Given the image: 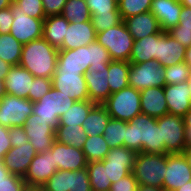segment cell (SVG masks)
Here are the masks:
<instances>
[{"mask_svg":"<svg viewBox=\"0 0 191 191\" xmlns=\"http://www.w3.org/2000/svg\"><path fill=\"white\" fill-rule=\"evenodd\" d=\"M124 147L136 153L167 154L156 118L143 113L126 122Z\"/></svg>","mask_w":191,"mask_h":191,"instance_id":"1","label":"cell"},{"mask_svg":"<svg viewBox=\"0 0 191 191\" xmlns=\"http://www.w3.org/2000/svg\"><path fill=\"white\" fill-rule=\"evenodd\" d=\"M59 49L50 45L43 37L23 45L19 65L34 77L50 78L57 67Z\"/></svg>","mask_w":191,"mask_h":191,"instance_id":"2","label":"cell"},{"mask_svg":"<svg viewBox=\"0 0 191 191\" xmlns=\"http://www.w3.org/2000/svg\"><path fill=\"white\" fill-rule=\"evenodd\" d=\"M167 164V154L138 152L135 157L132 174L138 185L162 189Z\"/></svg>","mask_w":191,"mask_h":191,"instance_id":"3","label":"cell"},{"mask_svg":"<svg viewBox=\"0 0 191 191\" xmlns=\"http://www.w3.org/2000/svg\"><path fill=\"white\" fill-rule=\"evenodd\" d=\"M113 119L130 122L142 113L140 106V91L128 86L111 93L102 104Z\"/></svg>","mask_w":191,"mask_h":191,"instance_id":"4","label":"cell"},{"mask_svg":"<svg viewBox=\"0 0 191 191\" xmlns=\"http://www.w3.org/2000/svg\"><path fill=\"white\" fill-rule=\"evenodd\" d=\"M96 41L108 50L111 60L129 62L134 38L128 31L124 21L103 32L97 33Z\"/></svg>","mask_w":191,"mask_h":191,"instance_id":"5","label":"cell"},{"mask_svg":"<svg viewBox=\"0 0 191 191\" xmlns=\"http://www.w3.org/2000/svg\"><path fill=\"white\" fill-rule=\"evenodd\" d=\"M74 102L75 100L71 99L69 95L52 87L47 94L33 102V114L46 120L47 124L55 130L59 126L60 117L69 110Z\"/></svg>","mask_w":191,"mask_h":191,"instance_id":"6","label":"cell"},{"mask_svg":"<svg viewBox=\"0 0 191 191\" xmlns=\"http://www.w3.org/2000/svg\"><path fill=\"white\" fill-rule=\"evenodd\" d=\"M129 86L142 91L151 87H164V67L155 59L142 63H130L128 73Z\"/></svg>","mask_w":191,"mask_h":191,"instance_id":"7","label":"cell"},{"mask_svg":"<svg viewBox=\"0 0 191 191\" xmlns=\"http://www.w3.org/2000/svg\"><path fill=\"white\" fill-rule=\"evenodd\" d=\"M161 128V141H164L167 154L184 153L187 143L185 140V123L183 117L166 114L156 118Z\"/></svg>","mask_w":191,"mask_h":191,"instance_id":"8","label":"cell"},{"mask_svg":"<svg viewBox=\"0 0 191 191\" xmlns=\"http://www.w3.org/2000/svg\"><path fill=\"white\" fill-rule=\"evenodd\" d=\"M33 113V102L29 99L6 94L0 100V125L12 128L23 126Z\"/></svg>","mask_w":191,"mask_h":191,"instance_id":"9","label":"cell"},{"mask_svg":"<svg viewBox=\"0 0 191 191\" xmlns=\"http://www.w3.org/2000/svg\"><path fill=\"white\" fill-rule=\"evenodd\" d=\"M10 9L13 14V22L10 28V34L14 36L22 45L32 40L42 38L43 21L45 19H37L27 16L18 10V5L12 1Z\"/></svg>","mask_w":191,"mask_h":191,"instance_id":"10","label":"cell"},{"mask_svg":"<svg viewBox=\"0 0 191 191\" xmlns=\"http://www.w3.org/2000/svg\"><path fill=\"white\" fill-rule=\"evenodd\" d=\"M191 181V165L184 153L167 154L164 191H175Z\"/></svg>","mask_w":191,"mask_h":191,"instance_id":"11","label":"cell"},{"mask_svg":"<svg viewBox=\"0 0 191 191\" xmlns=\"http://www.w3.org/2000/svg\"><path fill=\"white\" fill-rule=\"evenodd\" d=\"M136 152L126 147L110 149L104 159L107 179L114 183L130 174L133 170Z\"/></svg>","mask_w":191,"mask_h":191,"instance_id":"12","label":"cell"},{"mask_svg":"<svg viewBox=\"0 0 191 191\" xmlns=\"http://www.w3.org/2000/svg\"><path fill=\"white\" fill-rule=\"evenodd\" d=\"M23 128L29 142L33 145L37 153H43L51 149L55 140V130L47 124L46 120L32 113L27 117Z\"/></svg>","mask_w":191,"mask_h":191,"instance_id":"13","label":"cell"},{"mask_svg":"<svg viewBox=\"0 0 191 191\" xmlns=\"http://www.w3.org/2000/svg\"><path fill=\"white\" fill-rule=\"evenodd\" d=\"M52 87L75 101L89 100L84 74L80 71H55Z\"/></svg>","mask_w":191,"mask_h":191,"instance_id":"14","label":"cell"},{"mask_svg":"<svg viewBox=\"0 0 191 191\" xmlns=\"http://www.w3.org/2000/svg\"><path fill=\"white\" fill-rule=\"evenodd\" d=\"M51 154L58 170L77 171L87 167L88 161L82 149L54 140Z\"/></svg>","mask_w":191,"mask_h":191,"instance_id":"15","label":"cell"},{"mask_svg":"<svg viewBox=\"0 0 191 191\" xmlns=\"http://www.w3.org/2000/svg\"><path fill=\"white\" fill-rule=\"evenodd\" d=\"M57 170L50 149L36 154L23 179L27 185L41 187Z\"/></svg>","mask_w":191,"mask_h":191,"instance_id":"16","label":"cell"},{"mask_svg":"<svg viewBox=\"0 0 191 191\" xmlns=\"http://www.w3.org/2000/svg\"><path fill=\"white\" fill-rule=\"evenodd\" d=\"M36 154L35 148L28 141L16 144V147H11L4 155L2 161L11 174L24 177Z\"/></svg>","mask_w":191,"mask_h":191,"instance_id":"17","label":"cell"},{"mask_svg":"<svg viewBox=\"0 0 191 191\" xmlns=\"http://www.w3.org/2000/svg\"><path fill=\"white\" fill-rule=\"evenodd\" d=\"M90 65V44H88L77 49L59 50L55 71H80L84 74Z\"/></svg>","mask_w":191,"mask_h":191,"instance_id":"18","label":"cell"},{"mask_svg":"<svg viewBox=\"0 0 191 191\" xmlns=\"http://www.w3.org/2000/svg\"><path fill=\"white\" fill-rule=\"evenodd\" d=\"M168 113L184 117L191 109V95L187 82L164 86Z\"/></svg>","mask_w":191,"mask_h":191,"instance_id":"19","label":"cell"},{"mask_svg":"<svg viewBox=\"0 0 191 191\" xmlns=\"http://www.w3.org/2000/svg\"><path fill=\"white\" fill-rule=\"evenodd\" d=\"M97 33L90 21L83 23L69 22L68 28L59 50L77 49L80 46H87L96 41Z\"/></svg>","mask_w":191,"mask_h":191,"instance_id":"20","label":"cell"},{"mask_svg":"<svg viewBox=\"0 0 191 191\" xmlns=\"http://www.w3.org/2000/svg\"><path fill=\"white\" fill-rule=\"evenodd\" d=\"M186 48L167 32L158 33L157 62L164 68L184 62Z\"/></svg>","mask_w":191,"mask_h":191,"instance_id":"21","label":"cell"},{"mask_svg":"<svg viewBox=\"0 0 191 191\" xmlns=\"http://www.w3.org/2000/svg\"><path fill=\"white\" fill-rule=\"evenodd\" d=\"M182 7L180 0H152L150 12L158 20L161 30L167 32L179 24Z\"/></svg>","mask_w":191,"mask_h":191,"instance_id":"22","label":"cell"},{"mask_svg":"<svg viewBox=\"0 0 191 191\" xmlns=\"http://www.w3.org/2000/svg\"><path fill=\"white\" fill-rule=\"evenodd\" d=\"M34 76L20 65L12 66L5 78L6 94L28 99Z\"/></svg>","mask_w":191,"mask_h":191,"instance_id":"23","label":"cell"},{"mask_svg":"<svg viewBox=\"0 0 191 191\" xmlns=\"http://www.w3.org/2000/svg\"><path fill=\"white\" fill-rule=\"evenodd\" d=\"M140 106L143 114L155 118L168 114L164 87H151L140 91Z\"/></svg>","mask_w":191,"mask_h":191,"instance_id":"24","label":"cell"},{"mask_svg":"<svg viewBox=\"0 0 191 191\" xmlns=\"http://www.w3.org/2000/svg\"><path fill=\"white\" fill-rule=\"evenodd\" d=\"M123 21L134 40L162 32L158 20L150 11L125 18Z\"/></svg>","mask_w":191,"mask_h":191,"instance_id":"25","label":"cell"},{"mask_svg":"<svg viewBox=\"0 0 191 191\" xmlns=\"http://www.w3.org/2000/svg\"><path fill=\"white\" fill-rule=\"evenodd\" d=\"M89 100L96 104H103L111 94L108 84V69L99 71L88 70L84 73Z\"/></svg>","mask_w":191,"mask_h":191,"instance_id":"26","label":"cell"},{"mask_svg":"<svg viewBox=\"0 0 191 191\" xmlns=\"http://www.w3.org/2000/svg\"><path fill=\"white\" fill-rule=\"evenodd\" d=\"M69 21L62 15H50L43 21L42 37L53 47L59 49L68 28Z\"/></svg>","mask_w":191,"mask_h":191,"instance_id":"27","label":"cell"},{"mask_svg":"<svg viewBox=\"0 0 191 191\" xmlns=\"http://www.w3.org/2000/svg\"><path fill=\"white\" fill-rule=\"evenodd\" d=\"M158 55V34L145 36L142 39L134 40L130 54V63H142L155 59Z\"/></svg>","mask_w":191,"mask_h":191,"instance_id":"28","label":"cell"},{"mask_svg":"<svg viewBox=\"0 0 191 191\" xmlns=\"http://www.w3.org/2000/svg\"><path fill=\"white\" fill-rule=\"evenodd\" d=\"M111 116L102 104H96L82 125L87 136L103 135Z\"/></svg>","mask_w":191,"mask_h":191,"instance_id":"29","label":"cell"},{"mask_svg":"<svg viewBox=\"0 0 191 191\" xmlns=\"http://www.w3.org/2000/svg\"><path fill=\"white\" fill-rule=\"evenodd\" d=\"M130 62L111 60L108 66V84L111 93L120 91L129 86L128 73Z\"/></svg>","mask_w":191,"mask_h":191,"instance_id":"30","label":"cell"},{"mask_svg":"<svg viewBox=\"0 0 191 191\" xmlns=\"http://www.w3.org/2000/svg\"><path fill=\"white\" fill-rule=\"evenodd\" d=\"M95 105L96 103L90 100L75 101L69 110L60 117L59 126H82L90 110Z\"/></svg>","mask_w":191,"mask_h":191,"instance_id":"31","label":"cell"},{"mask_svg":"<svg viewBox=\"0 0 191 191\" xmlns=\"http://www.w3.org/2000/svg\"><path fill=\"white\" fill-rule=\"evenodd\" d=\"M87 134L81 125L58 126L55 129V140L60 143L82 149L87 139Z\"/></svg>","mask_w":191,"mask_h":191,"instance_id":"32","label":"cell"},{"mask_svg":"<svg viewBox=\"0 0 191 191\" xmlns=\"http://www.w3.org/2000/svg\"><path fill=\"white\" fill-rule=\"evenodd\" d=\"M23 45L10 33L0 34V59L12 66L19 65Z\"/></svg>","mask_w":191,"mask_h":191,"instance_id":"33","label":"cell"},{"mask_svg":"<svg viewBox=\"0 0 191 191\" xmlns=\"http://www.w3.org/2000/svg\"><path fill=\"white\" fill-rule=\"evenodd\" d=\"M82 151L84 152L85 157L89 163L93 161L104 160L105 156L110 151V148L103 135H94L87 137Z\"/></svg>","mask_w":191,"mask_h":191,"instance_id":"34","label":"cell"},{"mask_svg":"<svg viewBox=\"0 0 191 191\" xmlns=\"http://www.w3.org/2000/svg\"><path fill=\"white\" fill-rule=\"evenodd\" d=\"M86 168L92 191H109L112 183L107 179L104 160L89 162Z\"/></svg>","mask_w":191,"mask_h":191,"instance_id":"35","label":"cell"},{"mask_svg":"<svg viewBox=\"0 0 191 191\" xmlns=\"http://www.w3.org/2000/svg\"><path fill=\"white\" fill-rule=\"evenodd\" d=\"M61 15L73 23L87 22L91 18L85 0H67Z\"/></svg>","mask_w":191,"mask_h":191,"instance_id":"36","label":"cell"},{"mask_svg":"<svg viewBox=\"0 0 191 191\" xmlns=\"http://www.w3.org/2000/svg\"><path fill=\"white\" fill-rule=\"evenodd\" d=\"M126 122L110 118L103 137L110 149L124 146Z\"/></svg>","mask_w":191,"mask_h":191,"instance_id":"37","label":"cell"},{"mask_svg":"<svg viewBox=\"0 0 191 191\" xmlns=\"http://www.w3.org/2000/svg\"><path fill=\"white\" fill-rule=\"evenodd\" d=\"M151 2L152 0H121L118 3V10L122 20L150 11Z\"/></svg>","mask_w":191,"mask_h":191,"instance_id":"38","label":"cell"},{"mask_svg":"<svg viewBox=\"0 0 191 191\" xmlns=\"http://www.w3.org/2000/svg\"><path fill=\"white\" fill-rule=\"evenodd\" d=\"M91 65L89 70L99 71L108 69L111 58L108 50L105 49L98 41L90 43Z\"/></svg>","mask_w":191,"mask_h":191,"instance_id":"39","label":"cell"},{"mask_svg":"<svg viewBox=\"0 0 191 191\" xmlns=\"http://www.w3.org/2000/svg\"><path fill=\"white\" fill-rule=\"evenodd\" d=\"M90 20L96 33L103 32L120 24L123 21L120 12L99 13L98 15H91Z\"/></svg>","mask_w":191,"mask_h":191,"instance_id":"40","label":"cell"},{"mask_svg":"<svg viewBox=\"0 0 191 191\" xmlns=\"http://www.w3.org/2000/svg\"><path fill=\"white\" fill-rule=\"evenodd\" d=\"M42 191H69L70 170H57L47 182L41 186Z\"/></svg>","mask_w":191,"mask_h":191,"instance_id":"41","label":"cell"},{"mask_svg":"<svg viewBox=\"0 0 191 191\" xmlns=\"http://www.w3.org/2000/svg\"><path fill=\"white\" fill-rule=\"evenodd\" d=\"M191 69L184 63H178L164 68L165 84L173 85L187 82Z\"/></svg>","mask_w":191,"mask_h":191,"instance_id":"42","label":"cell"},{"mask_svg":"<svg viewBox=\"0 0 191 191\" xmlns=\"http://www.w3.org/2000/svg\"><path fill=\"white\" fill-rule=\"evenodd\" d=\"M21 13L37 19H45L42 0H13Z\"/></svg>","mask_w":191,"mask_h":191,"instance_id":"43","label":"cell"},{"mask_svg":"<svg viewBox=\"0 0 191 191\" xmlns=\"http://www.w3.org/2000/svg\"><path fill=\"white\" fill-rule=\"evenodd\" d=\"M52 88V79L44 77H34L31 90L28 93V99L31 102L38 101L47 94Z\"/></svg>","mask_w":191,"mask_h":191,"instance_id":"44","label":"cell"},{"mask_svg":"<svg viewBox=\"0 0 191 191\" xmlns=\"http://www.w3.org/2000/svg\"><path fill=\"white\" fill-rule=\"evenodd\" d=\"M69 191H92L87 168L70 171Z\"/></svg>","mask_w":191,"mask_h":191,"instance_id":"45","label":"cell"},{"mask_svg":"<svg viewBox=\"0 0 191 191\" xmlns=\"http://www.w3.org/2000/svg\"><path fill=\"white\" fill-rule=\"evenodd\" d=\"M90 14L98 15L99 13L119 12L118 3L114 0H85Z\"/></svg>","mask_w":191,"mask_h":191,"instance_id":"46","label":"cell"},{"mask_svg":"<svg viewBox=\"0 0 191 191\" xmlns=\"http://www.w3.org/2000/svg\"><path fill=\"white\" fill-rule=\"evenodd\" d=\"M138 182L132 172L111 184L109 191H137Z\"/></svg>","mask_w":191,"mask_h":191,"instance_id":"47","label":"cell"},{"mask_svg":"<svg viewBox=\"0 0 191 191\" xmlns=\"http://www.w3.org/2000/svg\"><path fill=\"white\" fill-rule=\"evenodd\" d=\"M25 185L23 177L10 174L5 181L0 182V191H22Z\"/></svg>","mask_w":191,"mask_h":191,"instance_id":"48","label":"cell"},{"mask_svg":"<svg viewBox=\"0 0 191 191\" xmlns=\"http://www.w3.org/2000/svg\"><path fill=\"white\" fill-rule=\"evenodd\" d=\"M45 16L61 15L67 0H42Z\"/></svg>","mask_w":191,"mask_h":191,"instance_id":"49","label":"cell"},{"mask_svg":"<svg viewBox=\"0 0 191 191\" xmlns=\"http://www.w3.org/2000/svg\"><path fill=\"white\" fill-rule=\"evenodd\" d=\"M13 14L10 7L0 10V34H9L13 22Z\"/></svg>","mask_w":191,"mask_h":191,"instance_id":"50","label":"cell"},{"mask_svg":"<svg viewBox=\"0 0 191 191\" xmlns=\"http://www.w3.org/2000/svg\"><path fill=\"white\" fill-rule=\"evenodd\" d=\"M9 140L12 147H16V144L26 143L29 141L23 126L9 128Z\"/></svg>","mask_w":191,"mask_h":191,"instance_id":"51","label":"cell"},{"mask_svg":"<svg viewBox=\"0 0 191 191\" xmlns=\"http://www.w3.org/2000/svg\"><path fill=\"white\" fill-rule=\"evenodd\" d=\"M174 39H176L185 48L191 46V31L181 29H170L167 31Z\"/></svg>","mask_w":191,"mask_h":191,"instance_id":"52","label":"cell"},{"mask_svg":"<svg viewBox=\"0 0 191 191\" xmlns=\"http://www.w3.org/2000/svg\"><path fill=\"white\" fill-rule=\"evenodd\" d=\"M12 145L9 140V128L0 125V161L4 155L11 149Z\"/></svg>","mask_w":191,"mask_h":191,"instance_id":"53","label":"cell"},{"mask_svg":"<svg viewBox=\"0 0 191 191\" xmlns=\"http://www.w3.org/2000/svg\"><path fill=\"white\" fill-rule=\"evenodd\" d=\"M171 29H181L191 31V8L187 6L182 7L179 16V24Z\"/></svg>","mask_w":191,"mask_h":191,"instance_id":"54","label":"cell"},{"mask_svg":"<svg viewBox=\"0 0 191 191\" xmlns=\"http://www.w3.org/2000/svg\"><path fill=\"white\" fill-rule=\"evenodd\" d=\"M185 123V140L187 146H191V109L183 117Z\"/></svg>","mask_w":191,"mask_h":191,"instance_id":"55","label":"cell"},{"mask_svg":"<svg viewBox=\"0 0 191 191\" xmlns=\"http://www.w3.org/2000/svg\"><path fill=\"white\" fill-rule=\"evenodd\" d=\"M12 65L0 59V80H5L6 75L9 73Z\"/></svg>","mask_w":191,"mask_h":191,"instance_id":"56","label":"cell"},{"mask_svg":"<svg viewBox=\"0 0 191 191\" xmlns=\"http://www.w3.org/2000/svg\"><path fill=\"white\" fill-rule=\"evenodd\" d=\"M11 173L8 169L4 166L3 161H0V182L5 181V178L9 176Z\"/></svg>","mask_w":191,"mask_h":191,"instance_id":"57","label":"cell"},{"mask_svg":"<svg viewBox=\"0 0 191 191\" xmlns=\"http://www.w3.org/2000/svg\"><path fill=\"white\" fill-rule=\"evenodd\" d=\"M184 63L191 69V46L185 50Z\"/></svg>","mask_w":191,"mask_h":191,"instance_id":"58","label":"cell"},{"mask_svg":"<svg viewBox=\"0 0 191 191\" xmlns=\"http://www.w3.org/2000/svg\"><path fill=\"white\" fill-rule=\"evenodd\" d=\"M137 191H164V190L157 187L138 185Z\"/></svg>","mask_w":191,"mask_h":191,"instance_id":"59","label":"cell"},{"mask_svg":"<svg viewBox=\"0 0 191 191\" xmlns=\"http://www.w3.org/2000/svg\"><path fill=\"white\" fill-rule=\"evenodd\" d=\"M22 191H42L41 187L33 186V185H25Z\"/></svg>","mask_w":191,"mask_h":191,"instance_id":"60","label":"cell"},{"mask_svg":"<svg viewBox=\"0 0 191 191\" xmlns=\"http://www.w3.org/2000/svg\"><path fill=\"white\" fill-rule=\"evenodd\" d=\"M13 0H0V10L10 7Z\"/></svg>","mask_w":191,"mask_h":191,"instance_id":"61","label":"cell"},{"mask_svg":"<svg viewBox=\"0 0 191 191\" xmlns=\"http://www.w3.org/2000/svg\"><path fill=\"white\" fill-rule=\"evenodd\" d=\"M4 95H6L5 81L4 80H0V100L2 99V97Z\"/></svg>","mask_w":191,"mask_h":191,"instance_id":"62","label":"cell"},{"mask_svg":"<svg viewBox=\"0 0 191 191\" xmlns=\"http://www.w3.org/2000/svg\"><path fill=\"white\" fill-rule=\"evenodd\" d=\"M175 191H191V181L187 182Z\"/></svg>","mask_w":191,"mask_h":191,"instance_id":"63","label":"cell"},{"mask_svg":"<svg viewBox=\"0 0 191 191\" xmlns=\"http://www.w3.org/2000/svg\"><path fill=\"white\" fill-rule=\"evenodd\" d=\"M184 154L187 157L189 164L191 165V146H187L185 148Z\"/></svg>","mask_w":191,"mask_h":191,"instance_id":"64","label":"cell"},{"mask_svg":"<svg viewBox=\"0 0 191 191\" xmlns=\"http://www.w3.org/2000/svg\"><path fill=\"white\" fill-rule=\"evenodd\" d=\"M183 6H187L191 8V0H180Z\"/></svg>","mask_w":191,"mask_h":191,"instance_id":"65","label":"cell"},{"mask_svg":"<svg viewBox=\"0 0 191 191\" xmlns=\"http://www.w3.org/2000/svg\"><path fill=\"white\" fill-rule=\"evenodd\" d=\"M187 83H188V87H189V90H190V95H191V72H190V75L187 79Z\"/></svg>","mask_w":191,"mask_h":191,"instance_id":"66","label":"cell"}]
</instances>
